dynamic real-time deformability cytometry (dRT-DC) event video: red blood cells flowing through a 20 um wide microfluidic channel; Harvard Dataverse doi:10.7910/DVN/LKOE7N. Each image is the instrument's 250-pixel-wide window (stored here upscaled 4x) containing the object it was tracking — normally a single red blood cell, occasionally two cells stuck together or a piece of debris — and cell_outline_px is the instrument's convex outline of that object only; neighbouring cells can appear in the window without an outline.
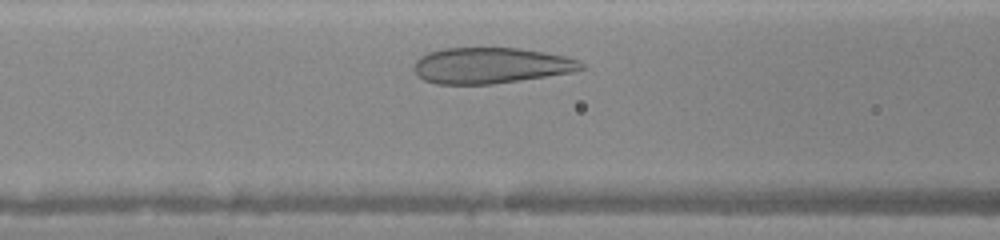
{"species": "human", "species_latin": "Homo sapiens", "temperature_condition": "warm", "stored_images_in_passage": 24, "camera_frame_rate_fps": 3000, "um_per_image_px": 0.085, "donor": {"sex": "female"}, "frame": {"image": 1, "passage_image": 6, "time_ms": 1.667, "image_size_px": [1000, 240], "cell_outline_px": [[584, 68], [572, 72], [520, 80], [492, 84], [436, 84], [424, 80], [416, 76], [412, 68], [416, 60], [420, 56], [428, 52], [444, 48], [520, 48], [544, 52], [564, 56], [580, 60], [584, 64]], "centroid_in_image_um": [41.67, 5.57], "position_along_channel_um": 124.9, "area_um2": 35.14}}
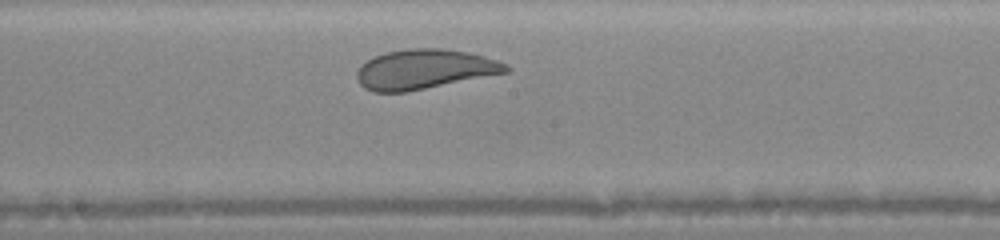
{"frame": {"image": 2, "passage_image": 12, "time_ms": 3.667, "image_size_px": [1000, 240], "cell_outline_px": [[512, 72], [408, 92], [372, 92], [364, 88], [360, 84], [356, 76], [356, 72], [360, 64], [376, 56], [388, 52], [408, 48], [440, 48], [468, 52], [484, 56], [508, 64], [512, 68]], "centroid_in_image_um": [36.13, 5.9], "position_along_channel_um": 212.1, "area_um2": 34.97}}
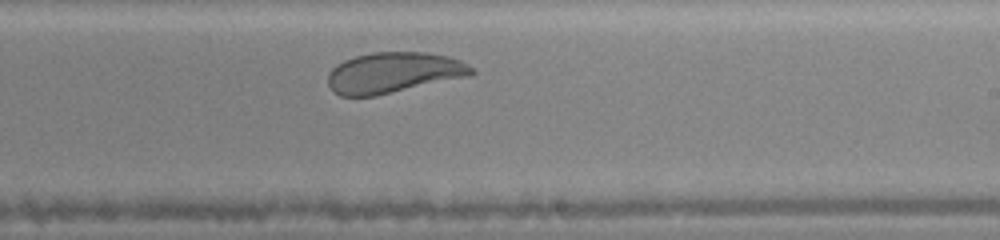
{"frame": {"image": 3, "passage_image": 15, "time_ms": 4.667, "image_size_px": [1000, 240], "cell_outline_px": [[476, 72], [472, 76], [376, 96], [340, 96], [332, 92], [328, 84], [328, 72], [336, 64], [344, 60], [356, 56], [372, 52], [424, 52], [448, 56], [460, 60], [472, 68]], "centroid_in_image_um": [33.45, 6.19], "position_along_channel_um": 255.6, "area_um2": 34.45}}